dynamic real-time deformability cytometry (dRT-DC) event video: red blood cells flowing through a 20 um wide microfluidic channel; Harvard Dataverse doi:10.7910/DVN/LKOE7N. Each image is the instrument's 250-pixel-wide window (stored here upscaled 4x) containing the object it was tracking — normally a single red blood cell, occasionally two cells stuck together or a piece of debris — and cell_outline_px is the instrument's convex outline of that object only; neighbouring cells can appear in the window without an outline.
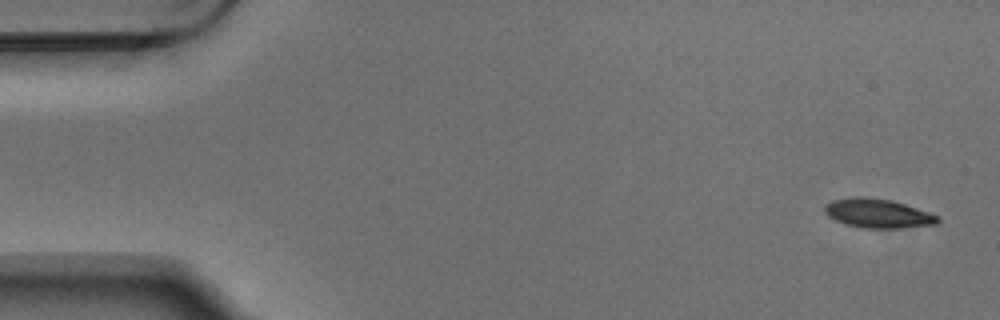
{"species": "Egyptian fruit bat (a non-hibernating species)", "species_latin": "Rousettus aegyptiacus", "temperature_condition": "warm", "stored_images_in_passage": 7, "camera_frame_rate_fps": 3000, "um_per_image_px": 0.085, "animal": {"sex": "male"}, "frame": {"image": 1, "passage_image": 1, "time_ms": 0.0, "image_size_px": [1000, 320], "cell_outline_px": [[940, 220], [936, 224], [900, 228], [860, 228], [844, 224], [828, 216], [824, 212], [824, 208], [832, 200], [852, 196], [864, 196], [892, 200], [940, 216]], "centroid_in_image_um": [74.6, 18.13], "position_along_channel_um": 10.4, "area_um2": 19.25}}
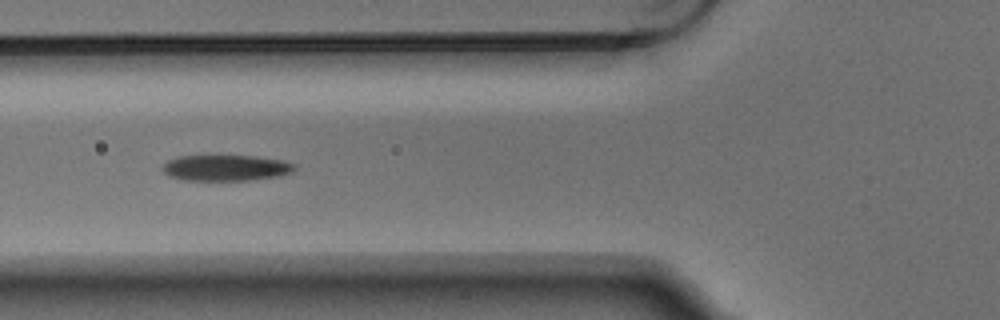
{"frame": {"image": 2, "passage_image": 6, "time_ms": 1.667, "image_size_px": [1000, 320], "cell_outline_px": [[296, 168], [292, 172], [276, 176], [252, 180], [180, 180], [168, 176], [160, 168], [168, 160], [176, 156], [256, 156], [284, 160], [296, 164]], "centroid_in_image_um": [19.18, 14.27], "position_along_channel_um": 106.6, "area_um2": 20.11}}
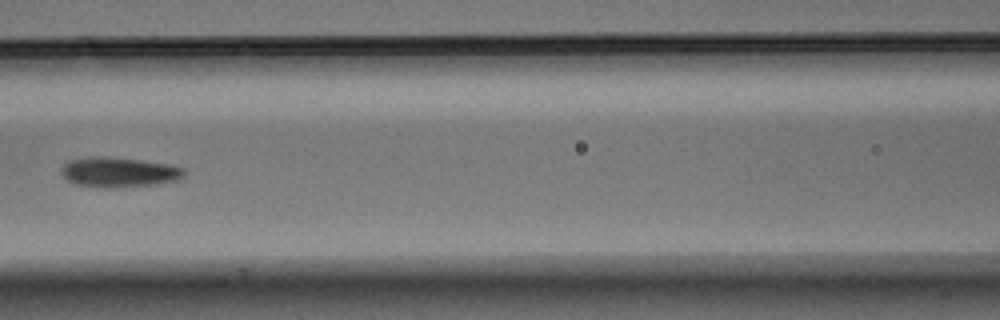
{"frame": {"image": 3, "passage_image": 7, "time_ms": 2.0, "image_size_px": [1000, 320], "cell_outline_px": [[184, 176], [176, 180], [156, 184], [116, 188], [96, 188], [76, 184], [68, 180], [60, 172], [60, 168], [68, 160], [92, 156], [100, 156], [140, 160], [168, 164], [184, 168]], "centroid_in_image_um": [10.06, 14.64], "position_along_channel_um": 156.5, "area_um2": 21.56}}